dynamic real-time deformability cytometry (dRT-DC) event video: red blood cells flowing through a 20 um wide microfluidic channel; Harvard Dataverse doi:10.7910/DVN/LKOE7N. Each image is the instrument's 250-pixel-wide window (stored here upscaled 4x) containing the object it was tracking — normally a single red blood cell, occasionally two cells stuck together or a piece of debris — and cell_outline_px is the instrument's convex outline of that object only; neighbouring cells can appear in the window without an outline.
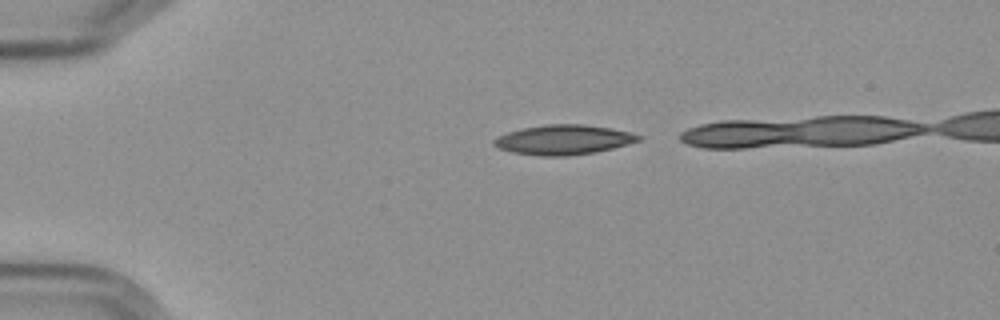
{"species": "Egyptian fruit bat (a non-hibernating species)", "species_latin": "Rousettus aegyptiacus", "temperature_condition": "cold", "stored_images_in_passage": 4, "camera_frame_rate_fps": 3000, "um_per_image_px": 0.085, "frame": {"image": 1, "passage_image": 1, "time_ms": 0.0, "image_size_px": [1000, 320], "cell_outline_px": [[644, 136], [640, 140], [628, 144], [596, 152], [568, 156], [540, 156], [512, 152], [500, 148], [492, 144], [492, 140], [496, 136], [508, 132], [524, 128], [548, 124], [580, 124], [612, 128], [632, 132]], "centroid_in_image_um": [47.92, 11.88], "position_along_channel_um": 37.1, "area_um2": 25.14}}